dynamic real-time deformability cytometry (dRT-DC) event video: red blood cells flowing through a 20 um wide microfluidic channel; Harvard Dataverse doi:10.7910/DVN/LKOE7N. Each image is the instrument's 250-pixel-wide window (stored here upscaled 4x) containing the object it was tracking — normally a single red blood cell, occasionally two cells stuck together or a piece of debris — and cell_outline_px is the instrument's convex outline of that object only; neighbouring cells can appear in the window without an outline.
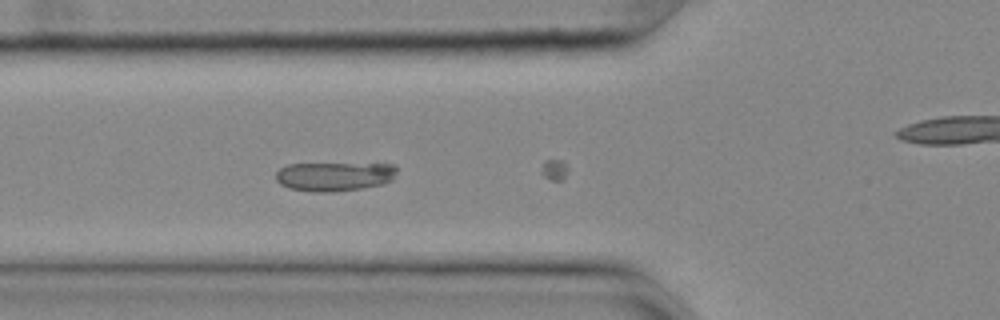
{"species": "common noctule bat (a hibernating species)", "species_latin": "Nyctalus noctula", "temperature_condition": "cold", "stored_images_in_passage": 20, "camera_frame_rate_fps": 3000, "um_per_image_px": 0.085, "animal": {"sex": "female", "body_mass_g": 25.1}, "frame": {"image": 1, "passage_image": 7, "time_ms": 2.0, "image_size_px": [1000, 320], "cell_outline_px": [[396, 172], [392, 180], [380, 184], [360, 188], [332, 192], [312, 192], [288, 188], [280, 184], [276, 180], [276, 172], [280, 168], [288, 164], [392, 164], [396, 168]], "centroid_in_image_um": [28.37, 15.0], "position_along_channel_um": 97.4, "area_um2": 20.35}}
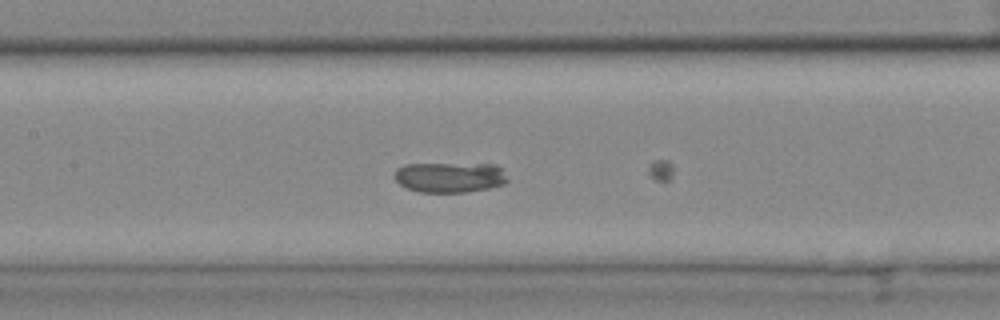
{"frame": {"image": 2, "passage_image": 13, "time_ms": 4.0, "image_size_px": [1000, 320], "cell_outline_px": [[508, 180], [504, 184], [488, 188], [464, 192], [420, 192], [408, 188], [400, 184], [396, 180], [396, 168], [404, 164], [496, 164], [500, 168]], "centroid_in_image_um": [38.23, 15.06], "position_along_channel_um": 169.2, "area_um2": 19.77}}
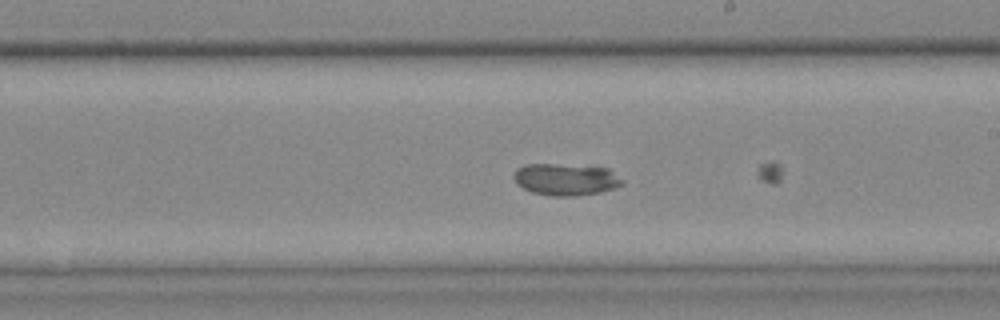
{"frame": {"image": 3, "passage_image": 19, "time_ms": 6.0, "image_size_px": [1000, 320], "cell_outline_px": [[624, 184], [600, 192], [572, 196], [552, 196], [532, 192], [516, 184], [512, 176], [516, 168], [524, 164], [552, 164], [608, 168], [624, 180]], "centroid_in_image_um": [48.05, 15.25], "position_along_channel_um": 240.9, "area_um2": 20.11}}